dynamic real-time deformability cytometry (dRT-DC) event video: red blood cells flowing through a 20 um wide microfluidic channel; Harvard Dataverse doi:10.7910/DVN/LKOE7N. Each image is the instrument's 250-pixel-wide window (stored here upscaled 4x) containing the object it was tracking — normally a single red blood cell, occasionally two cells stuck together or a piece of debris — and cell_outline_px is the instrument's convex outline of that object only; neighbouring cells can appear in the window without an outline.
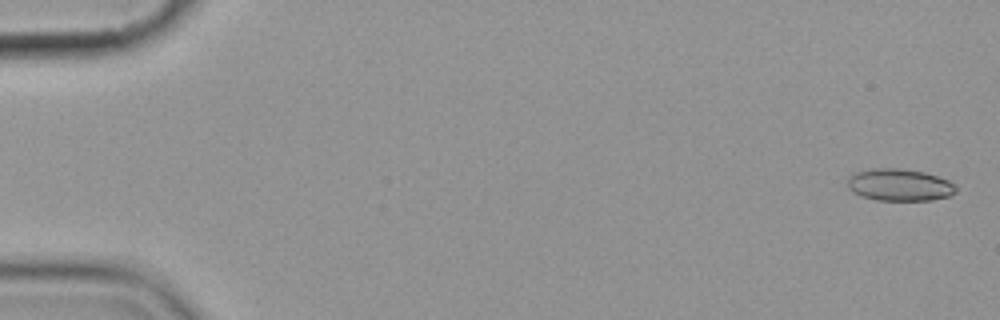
{"species": "common noctule bat (a hibernating species)", "species_latin": "Nyctalus noctula", "temperature_condition": "cold", "stored_images_in_passage": 10, "camera_frame_rate_fps": 3000, "um_per_image_px": 0.085, "animal": {"sex": "female", "body_mass_g": 19.9}, "frame": {"image": 1, "passage_image": 1, "time_ms": 0.0, "image_size_px": [1000, 320], "cell_outline_px": [[956, 192], [948, 196], [932, 200], [876, 200], [860, 196], [852, 192], [848, 188], [848, 176], [856, 172], [872, 168], [896, 168], [924, 172], [948, 180], [956, 188]], "centroid_in_image_um": [76.41, 15.72], "position_along_channel_um": 8.6, "area_um2": 20.23}}
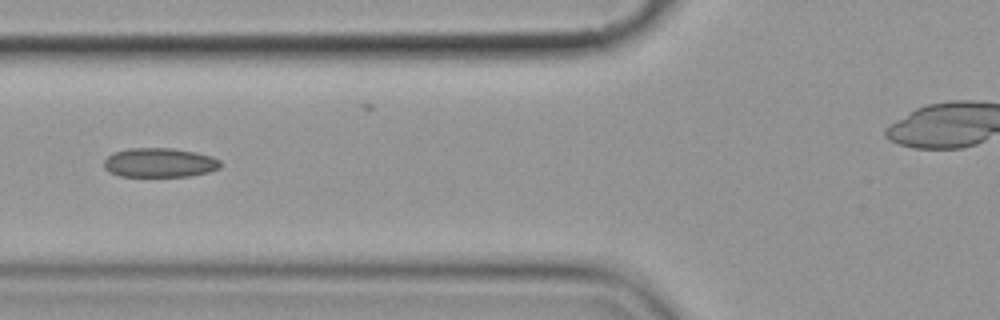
{"frame": {"image": 2, "passage_image": 7, "time_ms": 7.0, "image_size_px": [1000, 320], "cell_outline_px": [[220, 168], [208, 172], [188, 176], [120, 176], [108, 172], [104, 168], [104, 160], [112, 152], [128, 148], [172, 148], [196, 152], [212, 156], [220, 160]], "centroid_in_image_um": [13.54, 13.82], "position_along_channel_um": 112.3, "area_um2": 20.0}}
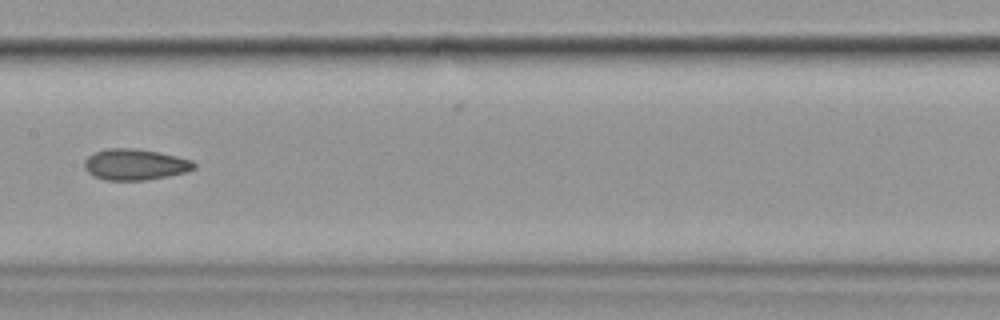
{"frame": {"image": 3, "passage_image": 9, "time_ms": 9.333, "image_size_px": [1000, 320], "cell_outline_px": [[196, 168], [188, 172], [168, 176], [144, 180], [104, 180], [88, 172], [84, 168], [84, 160], [88, 156], [96, 152], [108, 148], [132, 148], [156, 152], [176, 156], [192, 160], [196, 164]], "centroid_in_image_um": [11.5, 13.99], "position_along_channel_um": 195.9, "area_um2": 19.77}}